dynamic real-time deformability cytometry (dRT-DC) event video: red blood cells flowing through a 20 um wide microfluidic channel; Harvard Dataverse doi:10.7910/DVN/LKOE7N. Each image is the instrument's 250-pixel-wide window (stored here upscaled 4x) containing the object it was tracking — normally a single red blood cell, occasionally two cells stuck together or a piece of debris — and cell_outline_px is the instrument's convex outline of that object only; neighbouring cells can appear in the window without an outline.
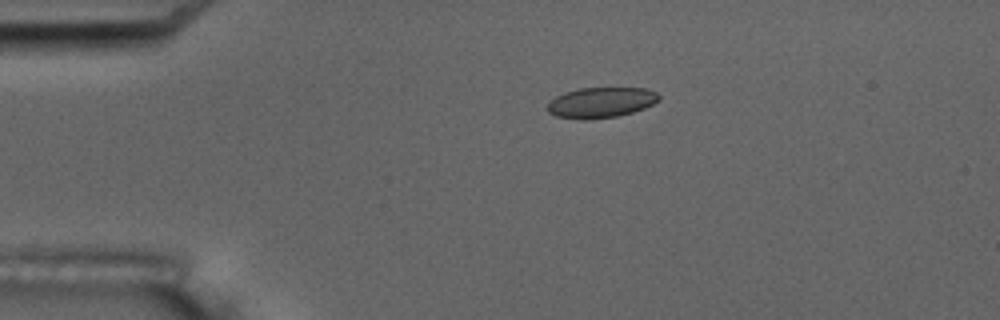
{"species": "common noctule bat (a hibernating species)", "species_latin": "Nyctalus noctula", "temperature_condition": "room temperature", "stored_images_in_passage": 7, "camera_frame_rate_fps": 3000, "um_per_image_px": 0.085, "animal": {"sex": "male", "body_mass_g": 17.5, "forearm_length_mm": 52.3}, "frame": {"image": 1, "passage_image": 7, "time_ms": 7.0, "image_size_px": [1000, 320], "cell_outline_px": [[660, 100], [644, 108], [632, 112], [616, 116], [584, 120], [580, 120], [556, 116], [548, 112], [548, 104], [556, 96], [564, 92], [580, 88], [644, 88], [656, 92], [660, 96]], "centroid_in_image_um": [51.08, 8.71], "position_along_channel_um": 33.9, "area_um2": 19.71}}